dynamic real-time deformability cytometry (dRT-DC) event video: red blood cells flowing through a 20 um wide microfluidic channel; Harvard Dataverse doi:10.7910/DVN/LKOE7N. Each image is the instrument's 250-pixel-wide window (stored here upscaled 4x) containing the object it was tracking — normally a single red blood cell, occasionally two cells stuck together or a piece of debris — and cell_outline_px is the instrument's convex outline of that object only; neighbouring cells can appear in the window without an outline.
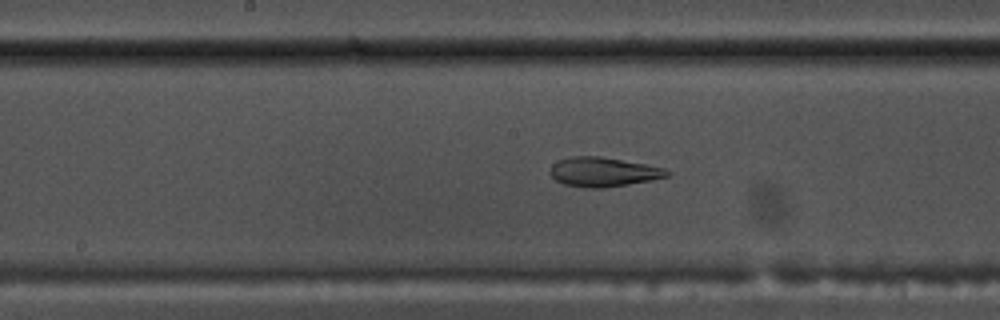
{"species": "common noctule bat (a hibernating species)", "species_latin": "Nyctalus noctula", "temperature_condition": "warm", "stored_images_in_passage": 40, "camera_frame_rate_fps": 3000, "um_per_image_px": 0.085, "animal": {"sex": "male", "body_mass_g": 17.5, "forearm_length_mm": 52.3}, "frame": {"image": 1, "passage_image": 14, "time_ms": 4.333, "image_size_px": [1000, 320], "cell_outline_px": [[672, 172], [668, 176], [652, 180], [628, 184], [600, 188], [588, 188], [564, 184], [556, 180], [548, 172], [552, 164], [560, 160], [572, 156], [600, 156], [648, 164], [664, 168]], "centroid_in_image_um": [51.29, 14.61], "position_along_channel_um": 196.9, "area_um2": 20.06}}
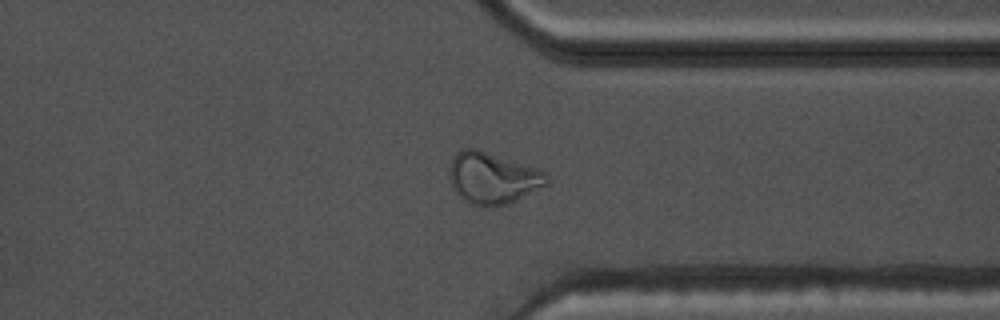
{"frame": {"image": 2, "passage_image": 28, "time_ms": 9.0, "image_size_px": [1000, 320], "cell_outline_px": [[548, 184], [508, 204], [492, 208], [468, 204], [452, 188], [448, 168], [452, 156], [460, 148], [476, 148], [536, 168], [544, 172], [548, 176]], "centroid_in_image_um": [41.82, 15.14], "position_along_channel_um": 369.6, "area_um2": 29.48}}
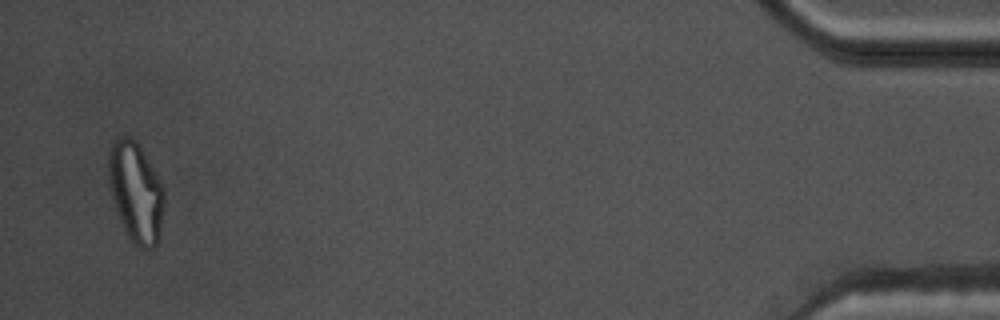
{"frame": {"image": 3, "passage_image": 39, "time_ms": 12.667, "image_size_px": [1000, 320], "cell_outline_px": [[164, 200], [156, 248], [140, 248], [132, 244], [120, 220], [108, 184], [108, 156], [112, 144], [120, 136], [128, 136], [136, 140], [160, 180], [164, 188]], "centroid_in_image_um": [11.53, 16.32], "position_along_channel_um": 423.7, "area_um2": 32.14}, "authors_computed_cell_mechanics": {"area_um2": 21.9351, "velocity_mm_per_s": 3.7186, "shape_relaxation_time_tau1_ms": null, "shape_relaxation_time_tau2_ms": 2.362, "deformation_change_tau1": null, "deformation_change_tau2": 0.0954}}